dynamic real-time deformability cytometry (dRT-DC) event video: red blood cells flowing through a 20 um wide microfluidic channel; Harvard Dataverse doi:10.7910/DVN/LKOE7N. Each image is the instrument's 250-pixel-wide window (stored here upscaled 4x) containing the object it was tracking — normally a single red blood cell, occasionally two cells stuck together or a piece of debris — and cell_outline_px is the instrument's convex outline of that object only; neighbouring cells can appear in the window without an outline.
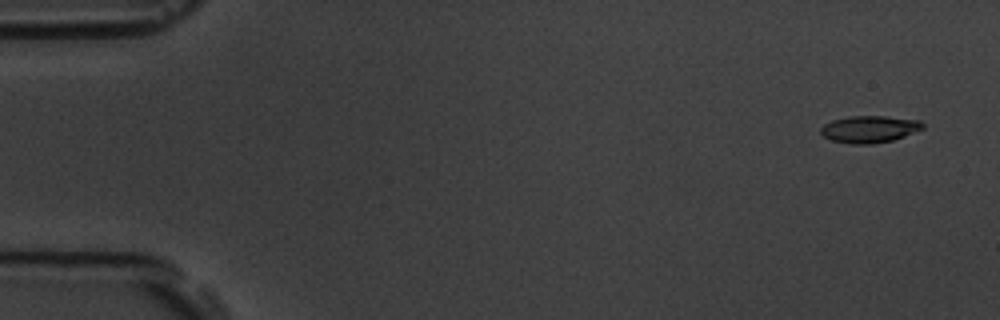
{"species": "common noctule bat (a hibernating species)", "species_latin": "Nyctalus noctula", "temperature_condition": "room temperature", "stored_images_in_passage": 6, "segment_of_instrument_passage": [2, 2], "camera_frame_rate_fps": 3000, "um_per_image_px": 0.085, "animal": {"sex": "male", "body_mass_g": 19.5, "forearm_length_mm": 54.6}, "frame": {"image": 1, "passage_image": 6, "time_ms": 6.667, "image_size_px": [1000, 320], "cell_outline_px": [[924, 128], [904, 136], [892, 140], [872, 144], [852, 144], [832, 140], [824, 136], [820, 132], [820, 128], [824, 124], [832, 120], [848, 116], [884, 116], [920, 120], [924, 124]], "centroid_in_image_um": [73.89, 10.97], "position_along_channel_um": 11.1, "area_um2": 16.01}}